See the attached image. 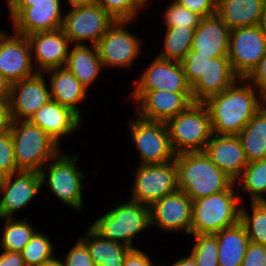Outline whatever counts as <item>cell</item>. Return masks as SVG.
I'll use <instances>...</instances> for the list:
<instances>
[{"instance_id": "1", "label": "cell", "mask_w": 266, "mask_h": 266, "mask_svg": "<svg viewBox=\"0 0 266 266\" xmlns=\"http://www.w3.org/2000/svg\"><path fill=\"white\" fill-rule=\"evenodd\" d=\"M266 103L260 92L245 78H238L221 93L208 98L206 106L213 134L238 135Z\"/></svg>"}, {"instance_id": "2", "label": "cell", "mask_w": 266, "mask_h": 266, "mask_svg": "<svg viewBox=\"0 0 266 266\" xmlns=\"http://www.w3.org/2000/svg\"><path fill=\"white\" fill-rule=\"evenodd\" d=\"M178 190L192 200L228 190L235 181L224 173L205 151L176 154Z\"/></svg>"}, {"instance_id": "3", "label": "cell", "mask_w": 266, "mask_h": 266, "mask_svg": "<svg viewBox=\"0 0 266 266\" xmlns=\"http://www.w3.org/2000/svg\"><path fill=\"white\" fill-rule=\"evenodd\" d=\"M120 204H119V203ZM105 209L90 226L102 237L122 243L131 249L140 234L151 228L150 207L127 198Z\"/></svg>"}, {"instance_id": "4", "label": "cell", "mask_w": 266, "mask_h": 266, "mask_svg": "<svg viewBox=\"0 0 266 266\" xmlns=\"http://www.w3.org/2000/svg\"><path fill=\"white\" fill-rule=\"evenodd\" d=\"M78 160V153L71 155L61 150L43 167L40 174L42 189L46 186L59 202L80 213L84 207L82 189L85 187L86 172L78 167Z\"/></svg>"}, {"instance_id": "5", "label": "cell", "mask_w": 266, "mask_h": 266, "mask_svg": "<svg viewBox=\"0 0 266 266\" xmlns=\"http://www.w3.org/2000/svg\"><path fill=\"white\" fill-rule=\"evenodd\" d=\"M239 193L234 183L228 190L192 201L190 235L215 234L240 221Z\"/></svg>"}, {"instance_id": "6", "label": "cell", "mask_w": 266, "mask_h": 266, "mask_svg": "<svg viewBox=\"0 0 266 266\" xmlns=\"http://www.w3.org/2000/svg\"><path fill=\"white\" fill-rule=\"evenodd\" d=\"M10 132L19 171L40 173L63 150L61 145L29 120L12 121Z\"/></svg>"}, {"instance_id": "7", "label": "cell", "mask_w": 266, "mask_h": 266, "mask_svg": "<svg viewBox=\"0 0 266 266\" xmlns=\"http://www.w3.org/2000/svg\"><path fill=\"white\" fill-rule=\"evenodd\" d=\"M166 125L175 154L204 151L213 131L209 112L203 103H192L170 118Z\"/></svg>"}, {"instance_id": "8", "label": "cell", "mask_w": 266, "mask_h": 266, "mask_svg": "<svg viewBox=\"0 0 266 266\" xmlns=\"http://www.w3.org/2000/svg\"><path fill=\"white\" fill-rule=\"evenodd\" d=\"M5 3L12 20V30L18 34L29 36L37 32L54 31L63 26V8L66 9L63 0Z\"/></svg>"}, {"instance_id": "9", "label": "cell", "mask_w": 266, "mask_h": 266, "mask_svg": "<svg viewBox=\"0 0 266 266\" xmlns=\"http://www.w3.org/2000/svg\"><path fill=\"white\" fill-rule=\"evenodd\" d=\"M133 117L126 125L140 157L138 164H163L174 160L176 154L170 144L166 122L146 120L136 113Z\"/></svg>"}, {"instance_id": "10", "label": "cell", "mask_w": 266, "mask_h": 266, "mask_svg": "<svg viewBox=\"0 0 266 266\" xmlns=\"http://www.w3.org/2000/svg\"><path fill=\"white\" fill-rule=\"evenodd\" d=\"M133 171L130 198L151 207L157 200L178 190L177 166L174 160L163 164H138Z\"/></svg>"}, {"instance_id": "11", "label": "cell", "mask_w": 266, "mask_h": 266, "mask_svg": "<svg viewBox=\"0 0 266 266\" xmlns=\"http://www.w3.org/2000/svg\"><path fill=\"white\" fill-rule=\"evenodd\" d=\"M135 21L115 20L97 43L99 57L106 68L130 69L142 53V37L128 26Z\"/></svg>"}, {"instance_id": "12", "label": "cell", "mask_w": 266, "mask_h": 266, "mask_svg": "<svg viewBox=\"0 0 266 266\" xmlns=\"http://www.w3.org/2000/svg\"><path fill=\"white\" fill-rule=\"evenodd\" d=\"M67 9L62 29L71 44L88 42V45H97L115 22V19L98 4L69 5Z\"/></svg>"}, {"instance_id": "13", "label": "cell", "mask_w": 266, "mask_h": 266, "mask_svg": "<svg viewBox=\"0 0 266 266\" xmlns=\"http://www.w3.org/2000/svg\"><path fill=\"white\" fill-rule=\"evenodd\" d=\"M265 53L266 34L260 25L231 29L228 58L239 78H245Z\"/></svg>"}, {"instance_id": "14", "label": "cell", "mask_w": 266, "mask_h": 266, "mask_svg": "<svg viewBox=\"0 0 266 266\" xmlns=\"http://www.w3.org/2000/svg\"><path fill=\"white\" fill-rule=\"evenodd\" d=\"M129 100L135 102L136 114L143 119L167 122L193 103L191 92L132 91Z\"/></svg>"}, {"instance_id": "15", "label": "cell", "mask_w": 266, "mask_h": 266, "mask_svg": "<svg viewBox=\"0 0 266 266\" xmlns=\"http://www.w3.org/2000/svg\"><path fill=\"white\" fill-rule=\"evenodd\" d=\"M0 73L12 84L37 74L31 45L27 38L14 31L0 30Z\"/></svg>"}, {"instance_id": "16", "label": "cell", "mask_w": 266, "mask_h": 266, "mask_svg": "<svg viewBox=\"0 0 266 266\" xmlns=\"http://www.w3.org/2000/svg\"><path fill=\"white\" fill-rule=\"evenodd\" d=\"M151 228L164 232H185L190 235L192 224V200L184 191L164 196L150 207Z\"/></svg>"}, {"instance_id": "17", "label": "cell", "mask_w": 266, "mask_h": 266, "mask_svg": "<svg viewBox=\"0 0 266 266\" xmlns=\"http://www.w3.org/2000/svg\"><path fill=\"white\" fill-rule=\"evenodd\" d=\"M44 73L11 84L9 106L12 121L29 118L50 99L49 83Z\"/></svg>"}, {"instance_id": "18", "label": "cell", "mask_w": 266, "mask_h": 266, "mask_svg": "<svg viewBox=\"0 0 266 266\" xmlns=\"http://www.w3.org/2000/svg\"><path fill=\"white\" fill-rule=\"evenodd\" d=\"M138 74L133 81L132 91L165 90L171 92H191V86L186 80L181 62L164 60L156 56L155 59Z\"/></svg>"}, {"instance_id": "19", "label": "cell", "mask_w": 266, "mask_h": 266, "mask_svg": "<svg viewBox=\"0 0 266 266\" xmlns=\"http://www.w3.org/2000/svg\"><path fill=\"white\" fill-rule=\"evenodd\" d=\"M41 190L39 172L18 171L6 176L0 199V218H14L15 213L31 204Z\"/></svg>"}, {"instance_id": "20", "label": "cell", "mask_w": 266, "mask_h": 266, "mask_svg": "<svg viewBox=\"0 0 266 266\" xmlns=\"http://www.w3.org/2000/svg\"><path fill=\"white\" fill-rule=\"evenodd\" d=\"M37 73L65 67L71 43L62 28L27 36Z\"/></svg>"}, {"instance_id": "21", "label": "cell", "mask_w": 266, "mask_h": 266, "mask_svg": "<svg viewBox=\"0 0 266 266\" xmlns=\"http://www.w3.org/2000/svg\"><path fill=\"white\" fill-rule=\"evenodd\" d=\"M29 121L41 128L59 145L63 137L65 139L67 135L76 133L83 123V120L70 108L52 99L38 109Z\"/></svg>"}, {"instance_id": "22", "label": "cell", "mask_w": 266, "mask_h": 266, "mask_svg": "<svg viewBox=\"0 0 266 266\" xmlns=\"http://www.w3.org/2000/svg\"><path fill=\"white\" fill-rule=\"evenodd\" d=\"M204 151L234 181L241 176L248 165L238 135L213 134Z\"/></svg>"}, {"instance_id": "23", "label": "cell", "mask_w": 266, "mask_h": 266, "mask_svg": "<svg viewBox=\"0 0 266 266\" xmlns=\"http://www.w3.org/2000/svg\"><path fill=\"white\" fill-rule=\"evenodd\" d=\"M230 33L231 29L217 13L203 17L195 29L190 51L212 58L228 56Z\"/></svg>"}, {"instance_id": "24", "label": "cell", "mask_w": 266, "mask_h": 266, "mask_svg": "<svg viewBox=\"0 0 266 266\" xmlns=\"http://www.w3.org/2000/svg\"><path fill=\"white\" fill-rule=\"evenodd\" d=\"M238 78L232 70L228 56L212 58L204 73L191 86L193 102H205L231 86Z\"/></svg>"}, {"instance_id": "25", "label": "cell", "mask_w": 266, "mask_h": 266, "mask_svg": "<svg viewBox=\"0 0 266 266\" xmlns=\"http://www.w3.org/2000/svg\"><path fill=\"white\" fill-rule=\"evenodd\" d=\"M44 74L50 81L48 83L51 99L70 108L83 120L79 107L87 99L89 91L66 67L50 69Z\"/></svg>"}, {"instance_id": "26", "label": "cell", "mask_w": 266, "mask_h": 266, "mask_svg": "<svg viewBox=\"0 0 266 266\" xmlns=\"http://www.w3.org/2000/svg\"><path fill=\"white\" fill-rule=\"evenodd\" d=\"M65 67L88 91L104 69L97 46L90 44H71Z\"/></svg>"}, {"instance_id": "27", "label": "cell", "mask_w": 266, "mask_h": 266, "mask_svg": "<svg viewBox=\"0 0 266 266\" xmlns=\"http://www.w3.org/2000/svg\"><path fill=\"white\" fill-rule=\"evenodd\" d=\"M264 0H217V14L230 28L260 25Z\"/></svg>"}, {"instance_id": "28", "label": "cell", "mask_w": 266, "mask_h": 266, "mask_svg": "<svg viewBox=\"0 0 266 266\" xmlns=\"http://www.w3.org/2000/svg\"><path fill=\"white\" fill-rule=\"evenodd\" d=\"M83 237L79 238L88 248L95 266H123L130 247L98 234L89 224Z\"/></svg>"}, {"instance_id": "29", "label": "cell", "mask_w": 266, "mask_h": 266, "mask_svg": "<svg viewBox=\"0 0 266 266\" xmlns=\"http://www.w3.org/2000/svg\"><path fill=\"white\" fill-rule=\"evenodd\" d=\"M219 266H241L250 242L244 225L237 224L215 233Z\"/></svg>"}, {"instance_id": "30", "label": "cell", "mask_w": 266, "mask_h": 266, "mask_svg": "<svg viewBox=\"0 0 266 266\" xmlns=\"http://www.w3.org/2000/svg\"><path fill=\"white\" fill-rule=\"evenodd\" d=\"M248 163L266 159V103L238 134Z\"/></svg>"}, {"instance_id": "31", "label": "cell", "mask_w": 266, "mask_h": 266, "mask_svg": "<svg viewBox=\"0 0 266 266\" xmlns=\"http://www.w3.org/2000/svg\"><path fill=\"white\" fill-rule=\"evenodd\" d=\"M241 202L249 195L250 202H261L266 198V159L248 163L235 181ZM243 192V193H242ZM242 193V195L240 194Z\"/></svg>"}, {"instance_id": "32", "label": "cell", "mask_w": 266, "mask_h": 266, "mask_svg": "<svg viewBox=\"0 0 266 266\" xmlns=\"http://www.w3.org/2000/svg\"><path fill=\"white\" fill-rule=\"evenodd\" d=\"M0 221L4 222L0 237V250L21 253L38 230L26 217L24 219L0 218Z\"/></svg>"}, {"instance_id": "33", "label": "cell", "mask_w": 266, "mask_h": 266, "mask_svg": "<svg viewBox=\"0 0 266 266\" xmlns=\"http://www.w3.org/2000/svg\"><path fill=\"white\" fill-rule=\"evenodd\" d=\"M195 29L185 26L165 28L164 47L157 57L181 62L191 50Z\"/></svg>"}, {"instance_id": "34", "label": "cell", "mask_w": 266, "mask_h": 266, "mask_svg": "<svg viewBox=\"0 0 266 266\" xmlns=\"http://www.w3.org/2000/svg\"><path fill=\"white\" fill-rule=\"evenodd\" d=\"M251 211L241 205L240 222L244 225L249 240L266 246V205L263 202H250ZM249 212V213H248Z\"/></svg>"}, {"instance_id": "35", "label": "cell", "mask_w": 266, "mask_h": 266, "mask_svg": "<svg viewBox=\"0 0 266 266\" xmlns=\"http://www.w3.org/2000/svg\"><path fill=\"white\" fill-rule=\"evenodd\" d=\"M51 240L47 233L44 234V231L38 229L21 251L25 265L37 266L53 258L56 247Z\"/></svg>"}, {"instance_id": "36", "label": "cell", "mask_w": 266, "mask_h": 266, "mask_svg": "<svg viewBox=\"0 0 266 266\" xmlns=\"http://www.w3.org/2000/svg\"><path fill=\"white\" fill-rule=\"evenodd\" d=\"M96 4L101 6L115 20L137 21L139 12L147 9L145 0H97Z\"/></svg>"}, {"instance_id": "37", "label": "cell", "mask_w": 266, "mask_h": 266, "mask_svg": "<svg viewBox=\"0 0 266 266\" xmlns=\"http://www.w3.org/2000/svg\"><path fill=\"white\" fill-rule=\"evenodd\" d=\"M190 254L195 258L198 266H219L218 241L215 234H196Z\"/></svg>"}, {"instance_id": "38", "label": "cell", "mask_w": 266, "mask_h": 266, "mask_svg": "<svg viewBox=\"0 0 266 266\" xmlns=\"http://www.w3.org/2000/svg\"><path fill=\"white\" fill-rule=\"evenodd\" d=\"M162 13L164 28L176 26L197 28L203 18L199 14L184 8L175 0H171Z\"/></svg>"}, {"instance_id": "39", "label": "cell", "mask_w": 266, "mask_h": 266, "mask_svg": "<svg viewBox=\"0 0 266 266\" xmlns=\"http://www.w3.org/2000/svg\"><path fill=\"white\" fill-rule=\"evenodd\" d=\"M211 59V55L198 54V51H189L181 61L186 80L190 86L204 73L205 67Z\"/></svg>"}, {"instance_id": "40", "label": "cell", "mask_w": 266, "mask_h": 266, "mask_svg": "<svg viewBox=\"0 0 266 266\" xmlns=\"http://www.w3.org/2000/svg\"><path fill=\"white\" fill-rule=\"evenodd\" d=\"M18 171L15 163L13 139L9 130L0 136V174L6 177Z\"/></svg>"}, {"instance_id": "41", "label": "cell", "mask_w": 266, "mask_h": 266, "mask_svg": "<svg viewBox=\"0 0 266 266\" xmlns=\"http://www.w3.org/2000/svg\"><path fill=\"white\" fill-rule=\"evenodd\" d=\"M66 253L62 262L64 266H95L86 245L78 238Z\"/></svg>"}, {"instance_id": "42", "label": "cell", "mask_w": 266, "mask_h": 266, "mask_svg": "<svg viewBox=\"0 0 266 266\" xmlns=\"http://www.w3.org/2000/svg\"><path fill=\"white\" fill-rule=\"evenodd\" d=\"M245 79L252 84L266 100V53Z\"/></svg>"}, {"instance_id": "43", "label": "cell", "mask_w": 266, "mask_h": 266, "mask_svg": "<svg viewBox=\"0 0 266 266\" xmlns=\"http://www.w3.org/2000/svg\"><path fill=\"white\" fill-rule=\"evenodd\" d=\"M184 8L199 14L202 17L217 13V0H175Z\"/></svg>"}, {"instance_id": "44", "label": "cell", "mask_w": 266, "mask_h": 266, "mask_svg": "<svg viewBox=\"0 0 266 266\" xmlns=\"http://www.w3.org/2000/svg\"><path fill=\"white\" fill-rule=\"evenodd\" d=\"M241 266H266V246L250 241Z\"/></svg>"}, {"instance_id": "45", "label": "cell", "mask_w": 266, "mask_h": 266, "mask_svg": "<svg viewBox=\"0 0 266 266\" xmlns=\"http://www.w3.org/2000/svg\"><path fill=\"white\" fill-rule=\"evenodd\" d=\"M148 252L143 251L141 248L131 249L125 257L123 266H162L155 264L154 260ZM154 262V263H153Z\"/></svg>"}, {"instance_id": "46", "label": "cell", "mask_w": 266, "mask_h": 266, "mask_svg": "<svg viewBox=\"0 0 266 266\" xmlns=\"http://www.w3.org/2000/svg\"><path fill=\"white\" fill-rule=\"evenodd\" d=\"M11 123L9 101L0 100V136L10 130Z\"/></svg>"}, {"instance_id": "47", "label": "cell", "mask_w": 266, "mask_h": 266, "mask_svg": "<svg viewBox=\"0 0 266 266\" xmlns=\"http://www.w3.org/2000/svg\"><path fill=\"white\" fill-rule=\"evenodd\" d=\"M0 266H26L19 252L0 250Z\"/></svg>"}, {"instance_id": "48", "label": "cell", "mask_w": 266, "mask_h": 266, "mask_svg": "<svg viewBox=\"0 0 266 266\" xmlns=\"http://www.w3.org/2000/svg\"><path fill=\"white\" fill-rule=\"evenodd\" d=\"M11 83L0 73V100L9 101Z\"/></svg>"}, {"instance_id": "49", "label": "cell", "mask_w": 266, "mask_h": 266, "mask_svg": "<svg viewBox=\"0 0 266 266\" xmlns=\"http://www.w3.org/2000/svg\"><path fill=\"white\" fill-rule=\"evenodd\" d=\"M161 265L166 266L165 264ZM170 266H198V264L195 258L189 253L187 256H183L180 259L178 258L175 262L170 264Z\"/></svg>"}, {"instance_id": "50", "label": "cell", "mask_w": 266, "mask_h": 266, "mask_svg": "<svg viewBox=\"0 0 266 266\" xmlns=\"http://www.w3.org/2000/svg\"><path fill=\"white\" fill-rule=\"evenodd\" d=\"M37 266H64L62 259L58 257L56 258V256H54L53 258L41 263L40 265Z\"/></svg>"}, {"instance_id": "51", "label": "cell", "mask_w": 266, "mask_h": 266, "mask_svg": "<svg viewBox=\"0 0 266 266\" xmlns=\"http://www.w3.org/2000/svg\"><path fill=\"white\" fill-rule=\"evenodd\" d=\"M67 5L96 4L97 0H67Z\"/></svg>"}, {"instance_id": "52", "label": "cell", "mask_w": 266, "mask_h": 266, "mask_svg": "<svg viewBox=\"0 0 266 266\" xmlns=\"http://www.w3.org/2000/svg\"><path fill=\"white\" fill-rule=\"evenodd\" d=\"M260 27L266 34V0H264V3H263V11H262V19H261Z\"/></svg>"}, {"instance_id": "53", "label": "cell", "mask_w": 266, "mask_h": 266, "mask_svg": "<svg viewBox=\"0 0 266 266\" xmlns=\"http://www.w3.org/2000/svg\"><path fill=\"white\" fill-rule=\"evenodd\" d=\"M41 1H51V0H5L4 2H41Z\"/></svg>"}, {"instance_id": "54", "label": "cell", "mask_w": 266, "mask_h": 266, "mask_svg": "<svg viewBox=\"0 0 266 266\" xmlns=\"http://www.w3.org/2000/svg\"><path fill=\"white\" fill-rule=\"evenodd\" d=\"M5 179H6V177L4 175L0 174V197H1V194H2V191H3V186H4Z\"/></svg>"}, {"instance_id": "55", "label": "cell", "mask_w": 266, "mask_h": 266, "mask_svg": "<svg viewBox=\"0 0 266 266\" xmlns=\"http://www.w3.org/2000/svg\"><path fill=\"white\" fill-rule=\"evenodd\" d=\"M261 202H263L266 205V198L263 199Z\"/></svg>"}]
</instances>
